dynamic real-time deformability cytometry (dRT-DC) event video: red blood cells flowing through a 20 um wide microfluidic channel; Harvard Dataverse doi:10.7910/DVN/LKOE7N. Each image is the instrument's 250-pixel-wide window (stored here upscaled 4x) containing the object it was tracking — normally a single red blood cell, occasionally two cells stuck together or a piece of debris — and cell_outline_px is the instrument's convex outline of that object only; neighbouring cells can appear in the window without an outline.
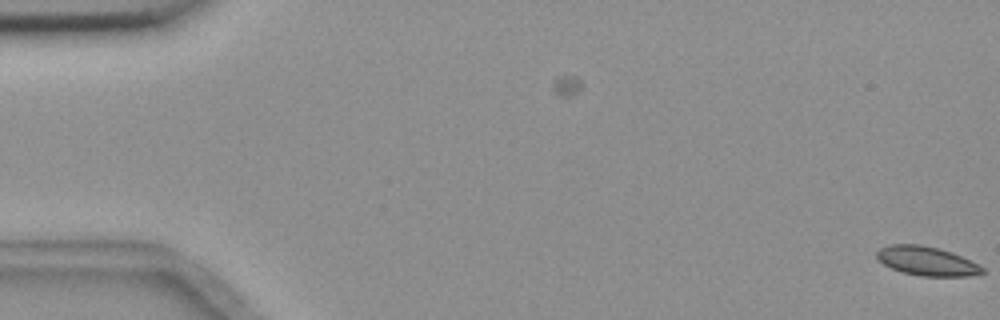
{"species": "common noctule bat (a hibernating species)", "species_latin": "Nyctalus noctula", "temperature_condition": "room temperature", "stored_images_in_passage": 5, "segment_of_instrument_passage": [2, 2], "camera_frame_rate_fps": 3000, "um_per_image_px": 0.085, "animal": {"sex": "female", "body_mass_g": 18.4}, "frame": {"image": 1, "passage_image": 5, "time_ms": 5.667, "image_size_px": [1000, 320], "cell_outline_px": [[984, 272], [968, 276], [920, 276], [904, 272], [892, 268], [884, 264], [876, 256], [876, 252], [880, 248], [892, 244], [920, 244], [952, 252], [984, 268]], "centroid_in_image_um": [78.75, 22.18], "position_along_channel_um": 6.3, "area_um2": 17.51}}